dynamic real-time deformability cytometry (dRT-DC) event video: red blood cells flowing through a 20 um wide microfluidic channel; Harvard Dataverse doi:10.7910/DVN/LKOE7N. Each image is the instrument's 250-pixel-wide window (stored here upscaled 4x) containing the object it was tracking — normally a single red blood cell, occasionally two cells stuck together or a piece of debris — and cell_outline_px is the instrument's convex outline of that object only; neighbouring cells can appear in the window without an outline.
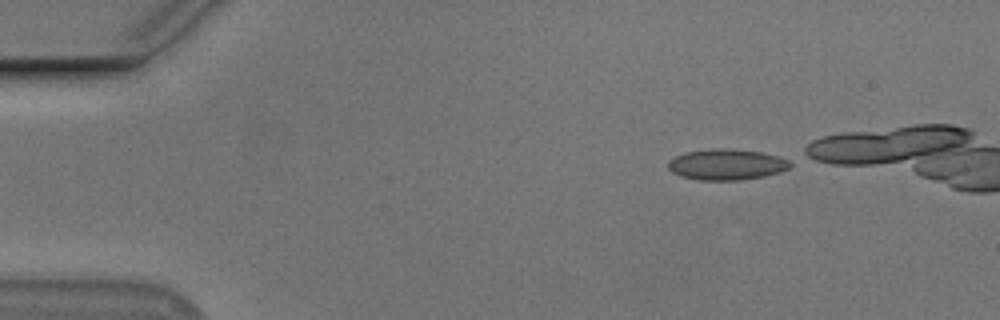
{"species": "Egyptian fruit bat (a non-hibernating species)", "species_latin": "Rousettus aegyptiacus", "temperature_condition": "cold", "stored_images_in_passage": 24, "camera_frame_rate_fps": 3000, "um_per_image_px": 0.085, "animal": {"sex": "male"}, "frame": {"image": 1, "passage_image": 1, "time_ms": 0.0, "image_size_px": [1000, 320], "cell_outline_px": [[792, 168], [780, 172], [764, 176], [740, 180], [700, 180], [680, 176], [672, 172], [668, 168], [668, 160], [684, 152], [712, 148], [732, 148], [760, 152], [780, 156], [788, 160], [792, 164]], "centroid_in_image_um": [61.77, 13.97], "position_along_channel_um": 23.2, "area_um2": 22.25}}
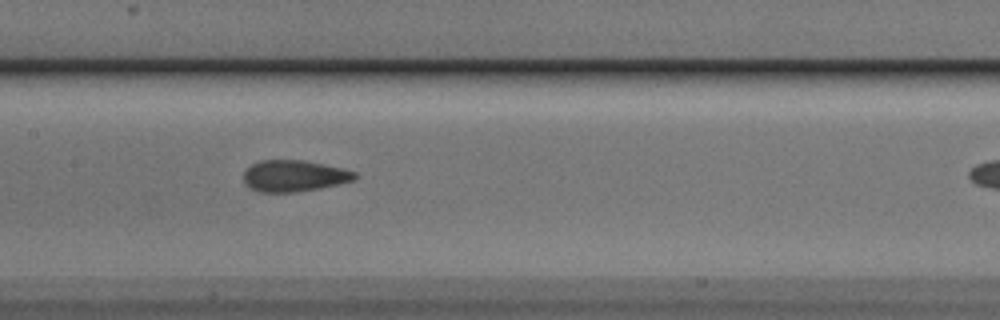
{"frame": {"image": 2, "passage_image": 20, "time_ms": 6.333, "image_size_px": [1000, 320], "cell_outline_px": [[356, 180], [340, 184], [320, 188], [292, 192], [260, 192], [244, 184], [244, 172], [252, 164], [260, 160], [304, 160], [344, 168], [356, 172]], "centroid_in_image_um": [25.03, 14.94], "position_along_channel_um": 182.4, "area_um2": 20.4}}
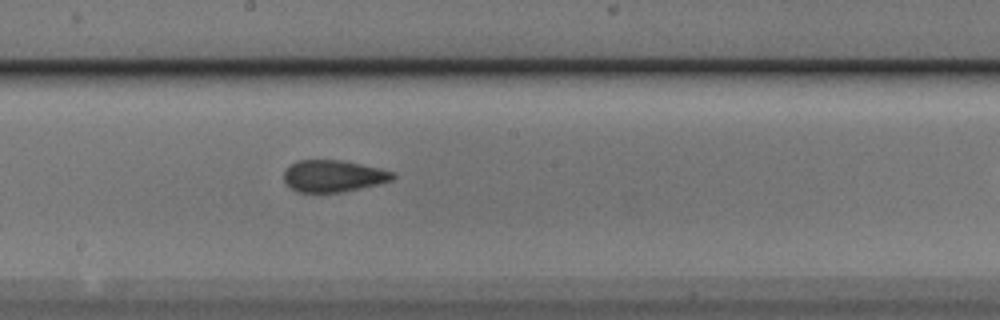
{"frame": {"image": 3, "passage_image": 23, "time_ms": 7.333, "image_size_px": [1000, 320], "cell_outline_px": [[396, 176], [392, 180], [380, 184], [344, 192], [296, 192], [284, 184], [284, 172], [292, 164], [300, 160], [340, 160], [380, 168], [396, 172]], "centroid_in_image_um": [28.35, 14.97], "position_along_channel_um": 219.8, "area_um2": 20.35}}